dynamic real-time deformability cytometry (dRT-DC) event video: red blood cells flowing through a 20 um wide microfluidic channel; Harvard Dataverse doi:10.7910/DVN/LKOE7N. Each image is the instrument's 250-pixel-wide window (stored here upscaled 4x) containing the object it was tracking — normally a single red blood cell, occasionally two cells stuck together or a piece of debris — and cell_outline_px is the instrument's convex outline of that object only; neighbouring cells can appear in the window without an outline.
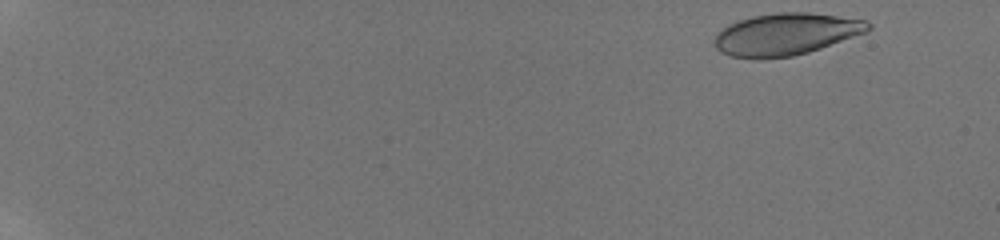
{"species": "human", "species_latin": "Homo sapiens", "temperature_condition": "room temperature", "stored_images_in_passage": 24, "camera_frame_rate_fps": 3000, "um_per_image_px": 0.085, "donor": {"sex": "male"}, "frame": {"image": 1, "passage_image": 2, "time_ms": 0.333, "image_size_px": [1000, 240], "cell_outline_px": [[872, 28], [868, 32], [808, 52], [792, 56], [756, 60], [728, 56], [720, 52], [716, 48], [716, 32], [728, 24], [752, 16], [780, 12], [808, 12], [868, 20], [872, 24]], "centroid_in_image_um": [66.81, 2.91], "position_along_channel_um": 18.2, "area_um2": 37.97}}
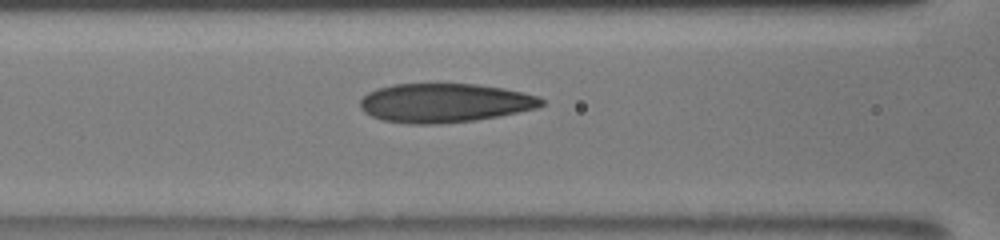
{"frame": {"image": 2, "passage_image": 18, "time_ms": 8.0, "image_size_px": [1000, 240], "cell_outline_px": [[544, 104], [536, 108], [476, 120], [436, 124], [408, 124], [384, 120], [372, 116], [364, 112], [360, 108], [360, 100], [368, 92], [376, 88], [396, 84], [476, 84], [504, 88], [540, 96], [544, 100]], "centroid_in_image_um": [37.78, 8.74], "position_along_channel_um": 128.8, "area_um2": 41.15}}
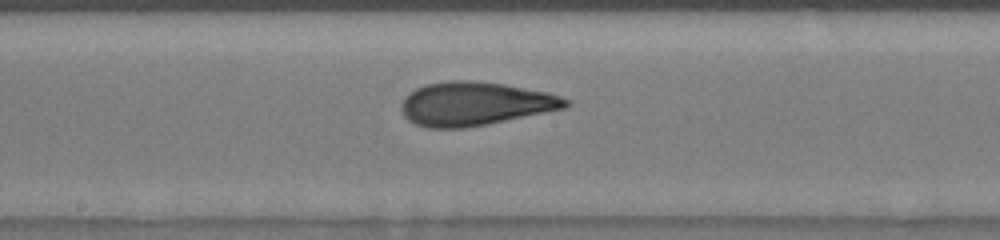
{"frame": {"image": 3, "passage_image": 23, "time_ms": 10.0, "image_size_px": [1000, 240], "cell_outline_px": [[572, 104], [564, 108], [488, 124], [464, 128], [428, 128], [416, 124], [408, 120], [404, 116], [400, 104], [404, 96], [408, 92], [416, 88], [428, 84], [448, 80], [468, 80], [504, 84], [548, 92], [560, 96], [568, 100]], "centroid_in_image_um": [40.34, 8.82], "position_along_channel_um": 207.9, "area_um2": 41.79}}